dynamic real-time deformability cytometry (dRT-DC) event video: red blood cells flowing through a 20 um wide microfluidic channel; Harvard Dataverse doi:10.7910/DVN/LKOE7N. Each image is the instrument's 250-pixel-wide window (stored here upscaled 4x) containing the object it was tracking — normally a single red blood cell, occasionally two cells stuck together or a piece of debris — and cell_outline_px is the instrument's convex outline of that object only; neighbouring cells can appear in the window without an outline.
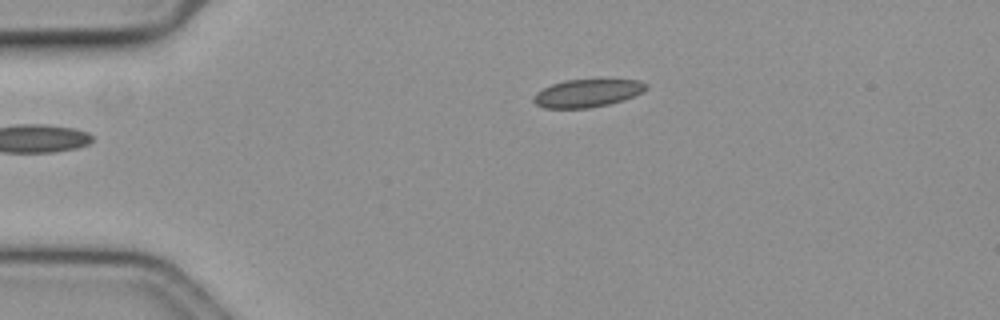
{"species": "common noctule bat (a hibernating species)", "species_latin": "Nyctalus noctula", "temperature_condition": "cold", "stored_images_in_passage": 39, "camera_frame_rate_fps": 3000, "um_per_image_px": 0.085, "animal": {"sex": "female", "body_mass_g": 19.3, "forearm_length_mm": 54.1}, "frame": {"image": 1, "passage_image": 1, "time_ms": 0.0, "image_size_px": [1000, 320], "cell_outline_px": [[648, 88], [644, 92], [624, 100], [608, 104], [588, 108], [544, 108], [536, 104], [532, 100], [532, 96], [536, 92], [552, 84], [564, 80], [640, 80], [648, 84]], "centroid_in_image_um": [49.93, 7.92], "position_along_channel_um": 35.1, "area_um2": 18.32}}
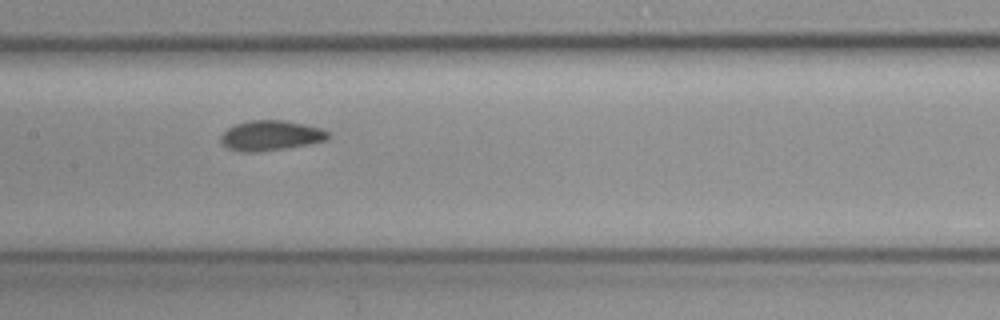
{"frame": {"image": 2, "passage_image": 17, "time_ms": 5.333, "image_size_px": [1000, 320], "cell_outline_px": [[328, 136], [324, 140], [308, 144], [252, 152], [244, 152], [228, 148], [220, 140], [220, 136], [228, 128], [236, 124], [248, 120], [284, 120], [304, 124], [320, 128], [328, 132]], "centroid_in_image_um": [22.97, 11.5], "position_along_channel_um": 184.4, "area_um2": 18.32}}
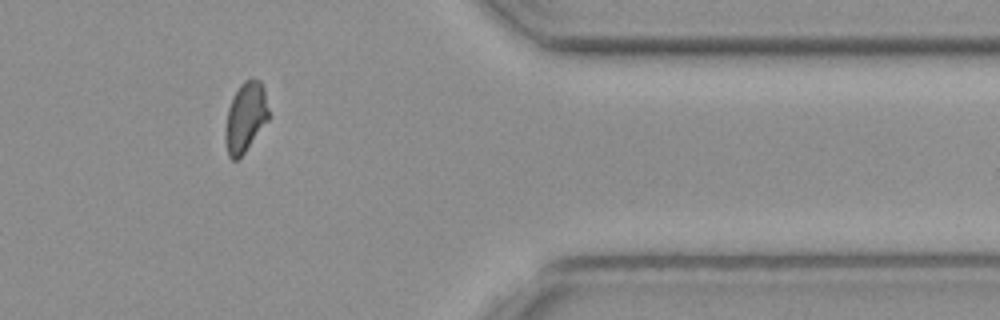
{"frame": {"image": 3, "passage_image": 36, "time_ms": 11.667, "image_size_px": [1000, 320], "cell_outline_px": [[272, 116], [244, 152], [236, 160], [232, 160], [228, 156], [224, 140], [224, 128], [228, 108], [240, 84], [244, 80], [252, 76], [260, 80], [264, 88]], "centroid_in_image_um": [20.89, 9.94], "position_along_channel_um": 390.5, "area_um2": 18.15}, "authors_computed_cell_mechanics": {"area_um2": 18.3226, "velocity_mm_per_s": 3.6079, "shape_relaxation_time_tau1_ms": 3.8326, "shape_relaxation_time_tau2_ms": 2.9674, "deformation_change_tau1": 0.0674, "deformation_change_tau2": 0.0844}}